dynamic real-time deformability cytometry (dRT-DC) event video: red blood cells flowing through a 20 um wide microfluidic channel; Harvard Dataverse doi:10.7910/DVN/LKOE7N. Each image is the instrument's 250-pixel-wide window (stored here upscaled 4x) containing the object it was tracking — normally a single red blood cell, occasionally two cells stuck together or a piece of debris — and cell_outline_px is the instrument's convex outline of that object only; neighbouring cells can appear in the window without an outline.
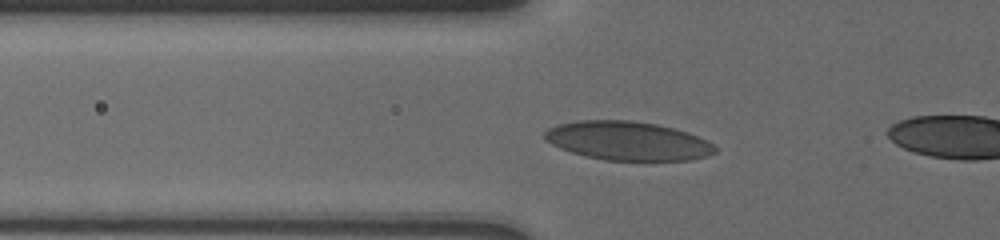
{"species": "human", "species_latin": "Homo sapiens", "temperature_condition": "cold", "stored_images_in_passage": 4, "camera_frame_rate_fps": 3000, "um_per_image_px": 0.085, "donor": {"sex": "male"}, "frame": {"image": 1, "passage_image": 2, "time_ms": 0.333, "image_size_px": [1000, 240], "cell_outline_px": [[716, 152], [708, 156], [692, 160], [604, 160], [584, 156], [560, 148], [544, 140], [544, 132], [548, 128], [556, 124], [580, 120], [628, 120], [656, 124], [688, 132], [708, 140], [716, 148]], "centroid_in_image_um": [53.34, 11.97], "position_along_channel_um": 72.5, "area_um2": 38.67}}